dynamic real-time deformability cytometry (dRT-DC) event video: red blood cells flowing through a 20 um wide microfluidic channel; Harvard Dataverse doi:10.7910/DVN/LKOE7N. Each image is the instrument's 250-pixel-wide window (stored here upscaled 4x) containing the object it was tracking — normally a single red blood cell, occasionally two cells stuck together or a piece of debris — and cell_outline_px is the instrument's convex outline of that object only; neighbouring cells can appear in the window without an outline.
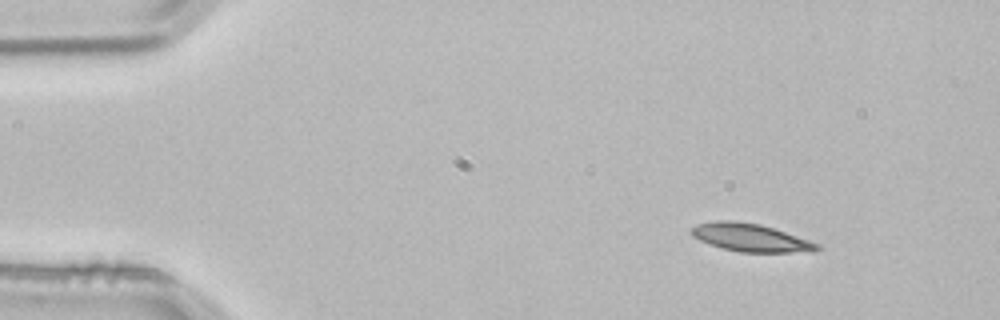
{"species": "common noctule bat (a hibernating species)", "species_latin": "Nyctalus noctula", "temperature_condition": "room temperature", "stored_images_in_passage": 2, "camera_frame_rate_fps": 3000, "um_per_image_px": 0.085, "animal": {"sex": "male", "body_mass_g": 21.5, "forearm_length_mm": 52.0}, "frame": {"image": 1, "passage_image": 1, "time_ms": 0.0, "image_size_px": [1000, 320], "cell_outline_px": [[824, 248], [812, 252], [740, 252], [724, 248], [700, 240], [692, 236], [688, 232], [696, 224], [716, 220], [732, 220], [760, 224], [820, 244]], "centroid_in_image_um": [63.8, 20.19], "position_along_channel_um": 21.2, "area_um2": 20.35}}